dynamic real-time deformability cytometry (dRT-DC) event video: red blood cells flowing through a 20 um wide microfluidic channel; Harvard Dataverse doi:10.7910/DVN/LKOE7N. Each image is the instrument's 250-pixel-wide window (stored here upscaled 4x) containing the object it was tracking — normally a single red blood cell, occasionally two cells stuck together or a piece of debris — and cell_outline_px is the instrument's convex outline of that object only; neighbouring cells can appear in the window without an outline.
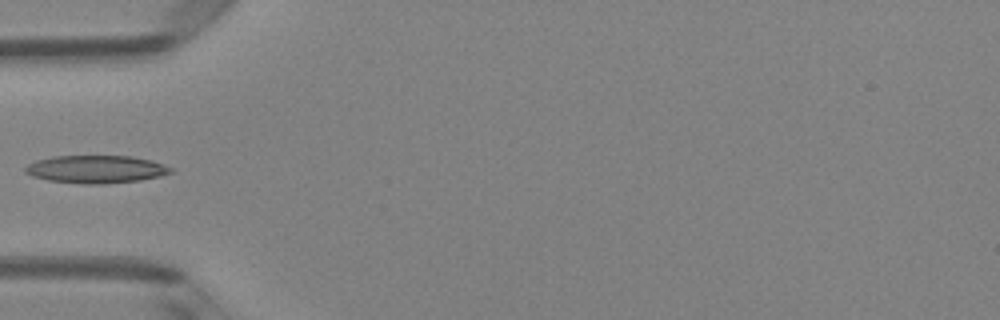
{"species": "Egyptian fruit bat (a non-hibernating species)", "species_latin": "Rousettus aegyptiacus", "temperature_condition": "room temperature", "stored_images_in_passage": 5, "camera_frame_rate_fps": 3000, "um_per_image_px": 0.085, "animal": {"sex": "female"}, "frame": {"image": 1, "passage_image": 4, "time_ms": 1.0, "image_size_px": [1000, 320], "cell_outline_px": [[172, 172], [160, 176], [140, 180], [100, 184], [84, 184], [48, 180], [32, 176], [24, 172], [24, 168], [28, 164], [36, 160], [52, 156], [132, 156], [152, 160], [164, 164], [172, 168]], "centroid_in_image_um": [8.15, 14.38], "position_along_channel_um": 76.8, "area_um2": 23.58}}
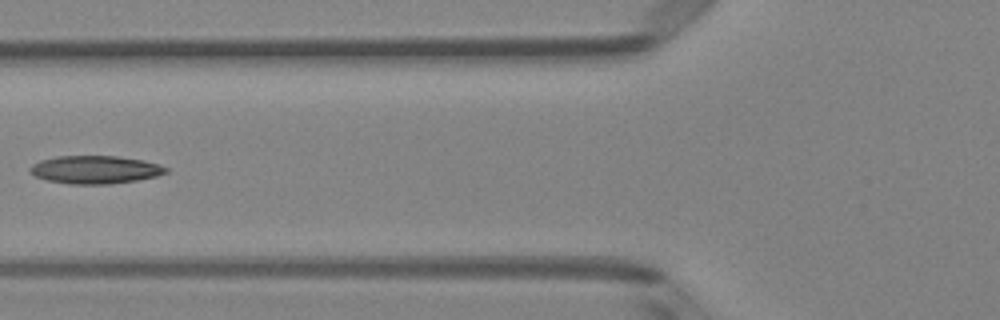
{"frame": {"image": 2, "passage_image": 5, "time_ms": 1.333, "image_size_px": [1000, 320], "cell_outline_px": [[168, 172], [156, 176], [136, 180], [108, 184], [68, 184], [48, 180], [36, 176], [28, 172], [28, 168], [32, 164], [40, 160], [56, 156], [116, 156], [144, 160], [160, 164], [168, 168]], "centroid_in_image_um": [8.07, 14.41], "position_along_channel_um": 117.7, "area_um2": 22.25}}